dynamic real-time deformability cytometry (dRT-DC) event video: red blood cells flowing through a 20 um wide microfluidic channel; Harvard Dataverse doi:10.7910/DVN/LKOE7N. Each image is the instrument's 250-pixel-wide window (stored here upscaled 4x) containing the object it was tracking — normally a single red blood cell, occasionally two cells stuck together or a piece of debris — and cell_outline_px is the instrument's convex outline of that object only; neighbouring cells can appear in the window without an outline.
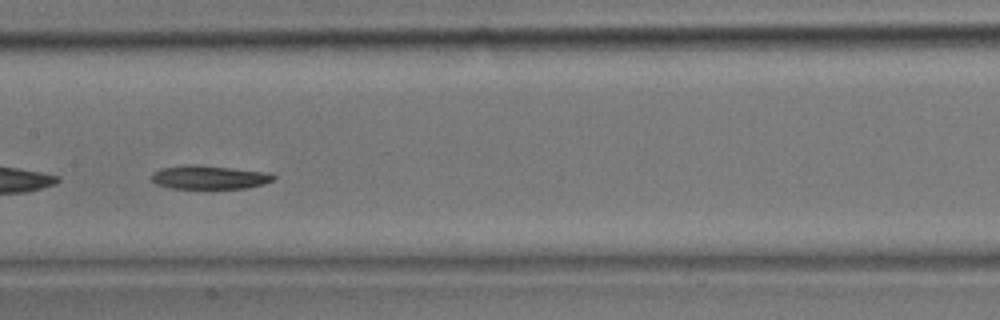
{"species": "common noctule bat (a hibernating species)", "species_latin": "Nyctalus noctula", "temperature_condition": "room temperature", "stored_images_in_passage": 22, "camera_frame_rate_fps": 3000, "um_per_image_px": 0.085, "animal": {"sex": "male", "body_mass_g": 17.9}, "frame": {"image": 1, "passage_image": 7, "time_ms": 2.0, "image_size_px": [1000, 320], "cell_outline_px": [[276, 176], [272, 180], [264, 184], [248, 188], [172, 188], [156, 184], [152, 180], [152, 172], [160, 168], [188, 164], [196, 164], [268, 172]], "centroid_in_image_um": [17.78, 15.06], "position_along_channel_um": 189.6, "area_um2": 16.82}}
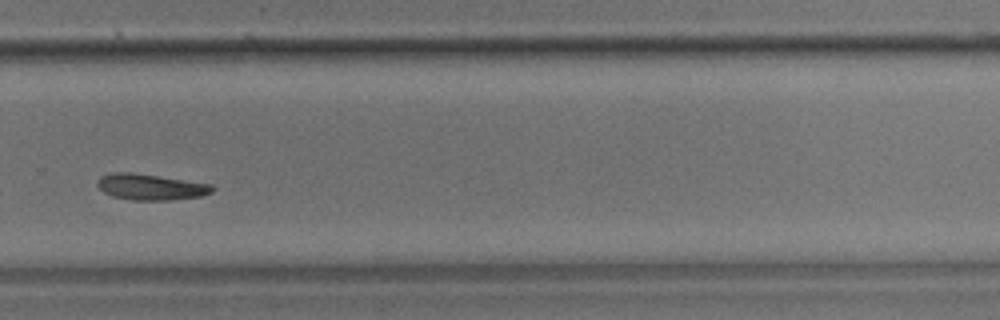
{"frame": {"image": 2, "passage_image": 13, "time_ms": 4.0, "image_size_px": [1000, 320], "cell_outline_px": [[216, 188], [212, 192], [200, 196], [168, 200], [132, 200], [112, 196], [104, 192], [96, 184], [96, 180], [100, 176], [112, 172], [132, 172], [212, 184]], "centroid_in_image_um": [12.78, 15.88], "position_along_channel_um": 317.0, "area_um2": 17.46}}